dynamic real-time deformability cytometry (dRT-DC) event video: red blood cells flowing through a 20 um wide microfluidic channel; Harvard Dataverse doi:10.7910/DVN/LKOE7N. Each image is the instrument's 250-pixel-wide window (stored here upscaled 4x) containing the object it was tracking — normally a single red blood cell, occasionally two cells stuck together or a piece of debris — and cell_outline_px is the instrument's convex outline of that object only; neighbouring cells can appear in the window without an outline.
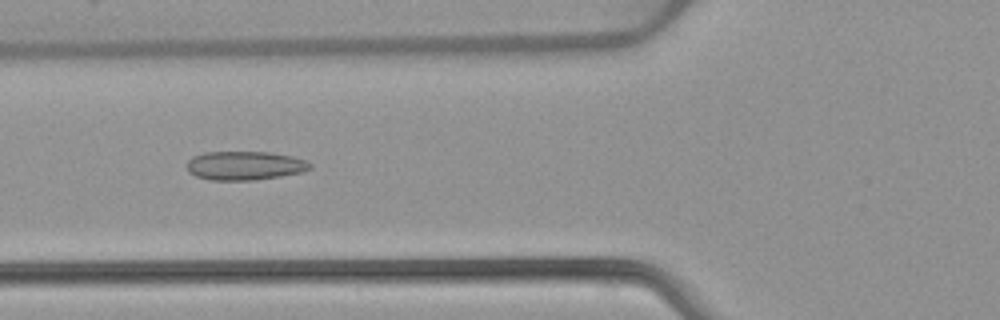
{"species": "common noctule bat (a hibernating species)", "species_latin": "Nyctalus noctula", "temperature_condition": "warm", "stored_images_in_passage": 52, "camera_frame_rate_fps": 3000, "um_per_image_px": 0.085, "animal": {"sex": "female", "body_mass_g": 22.7, "forearm_length_mm": 54.2}, "frame": {"image": 1, "passage_image": 20, "time_ms": 6.333, "image_size_px": [1000, 320], "cell_outline_px": [[312, 168], [300, 172], [280, 176], [252, 180], [212, 180], [196, 176], [188, 172], [188, 160], [192, 156], [204, 152], [268, 152], [292, 156], [308, 160], [312, 164]], "centroid_in_image_um": [20.81, 14.07], "position_along_channel_um": 105.0, "area_um2": 20.69}}
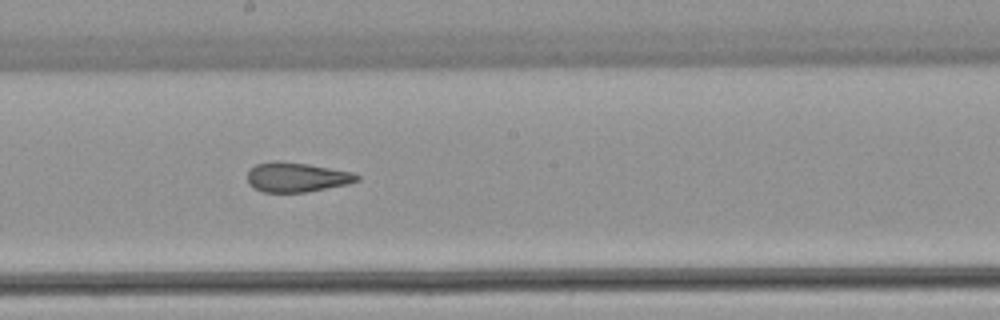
{"frame": {"image": 2, "passage_image": 29, "time_ms": 9.333, "image_size_px": [1000, 320], "cell_outline_px": [[360, 180], [348, 184], [304, 192], [264, 192], [248, 184], [248, 172], [256, 164], [276, 160], [280, 160], [308, 164], [352, 172], [360, 176]], "centroid_in_image_um": [25.22, 15.05], "position_along_channel_um": 223.0, "area_um2": 18.79}}
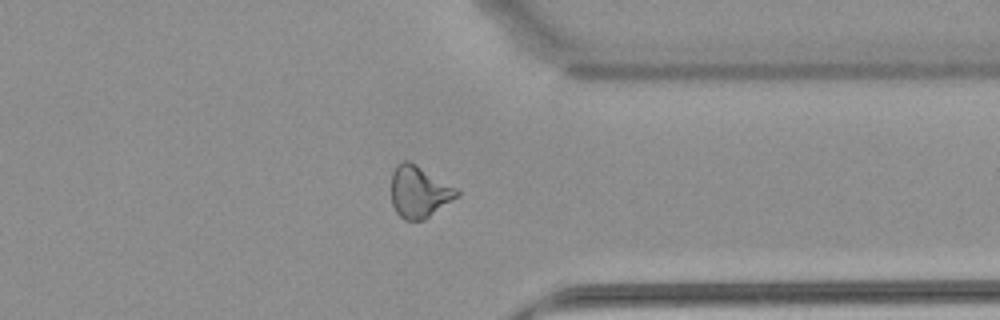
{"frame": {"image": 3, "passage_image": 41, "time_ms": 13.333, "image_size_px": [1000, 320], "cell_outline_px": [[460, 196], [424, 220], [404, 220], [396, 212], [392, 204], [392, 172], [396, 164], [400, 160], [408, 160], [416, 164], [456, 188], [460, 192]], "centroid_in_image_um": [35.62, 16.3], "position_along_channel_um": 375.8, "area_um2": 19.88}, "authors_computed_cell_mechanics": {"area_um2": 20.5479, "velocity_mm_per_s": 3.9288, "shape_relaxation_time_tau1_ms": null, "shape_relaxation_time_tau2_ms": 2.0037, "deformation_change_tau1": null, "deformation_change_tau2": 0.0975}}